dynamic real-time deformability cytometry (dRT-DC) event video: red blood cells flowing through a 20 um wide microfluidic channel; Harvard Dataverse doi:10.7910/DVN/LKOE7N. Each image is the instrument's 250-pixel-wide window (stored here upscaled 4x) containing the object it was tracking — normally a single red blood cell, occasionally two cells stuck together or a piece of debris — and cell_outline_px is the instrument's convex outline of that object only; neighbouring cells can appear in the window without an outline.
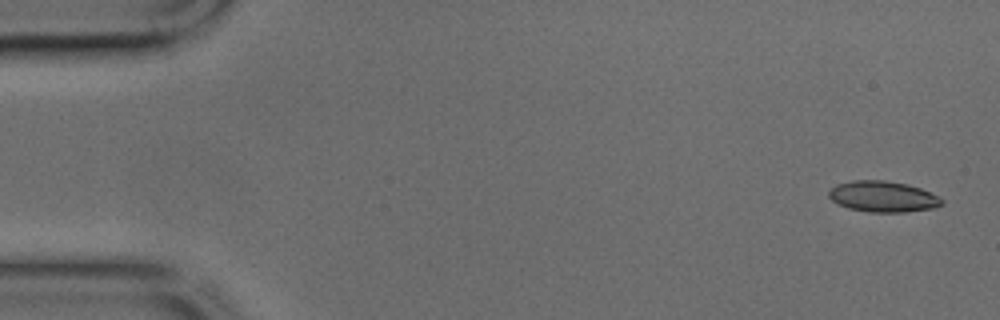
{"species": "common noctule bat (a hibernating species)", "species_latin": "Nyctalus noctula", "temperature_condition": "cold", "stored_images_in_passage": 45, "camera_frame_rate_fps": 3000, "um_per_image_px": 0.085, "animal": {"sex": "male", "body_mass_g": 17.9, "forearm_length_mm": 54.2}, "frame": {"image": 1, "passage_image": 2, "time_ms": 0.333, "image_size_px": [1000, 320], "cell_outline_px": [[944, 204], [936, 208], [904, 212], [872, 212], [848, 208], [836, 204], [828, 196], [828, 192], [836, 184], [852, 180], [884, 180], [908, 184], [920, 188], [944, 200]], "centroid_in_image_um": [75.04, 16.71], "position_along_channel_um": 10.0, "area_um2": 20.46}}
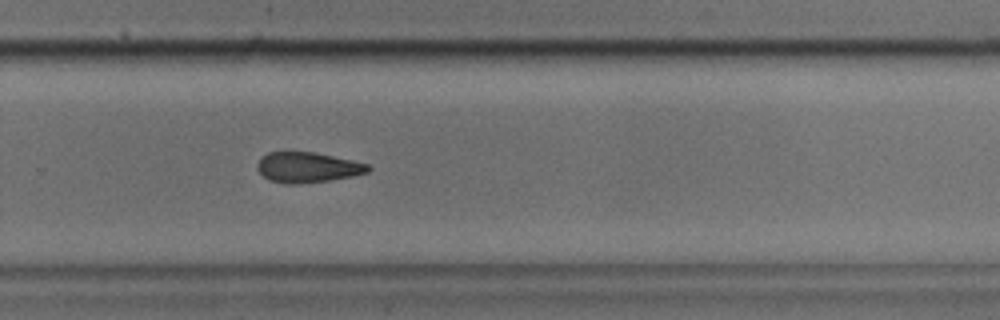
{"frame": {"image": 2, "passage_image": 30, "time_ms": 9.667, "image_size_px": [1000, 320], "cell_outline_px": [[372, 168], [368, 172], [352, 176], [332, 180], [296, 184], [284, 184], [268, 180], [256, 168], [256, 164], [268, 152], [312, 152], [352, 160], [368, 164]], "centroid_in_image_um": [26.14, 14.24], "position_along_channel_um": 303.7, "area_um2": 19.54}}
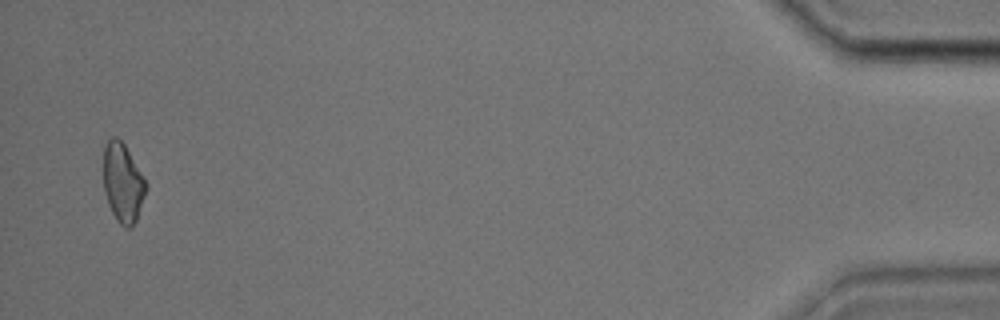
{"frame": {"image": 3, "passage_image": 44, "time_ms": 14.333, "image_size_px": [1000, 320], "cell_outline_px": [[144, 196], [136, 220], [132, 228], [124, 228], [116, 220], [108, 204], [104, 192], [104, 148], [108, 140], [112, 136], [116, 136], [124, 144], [144, 180]], "centroid_in_image_um": [10.39, 15.57], "position_along_channel_um": 424.8, "area_um2": 19.02}}